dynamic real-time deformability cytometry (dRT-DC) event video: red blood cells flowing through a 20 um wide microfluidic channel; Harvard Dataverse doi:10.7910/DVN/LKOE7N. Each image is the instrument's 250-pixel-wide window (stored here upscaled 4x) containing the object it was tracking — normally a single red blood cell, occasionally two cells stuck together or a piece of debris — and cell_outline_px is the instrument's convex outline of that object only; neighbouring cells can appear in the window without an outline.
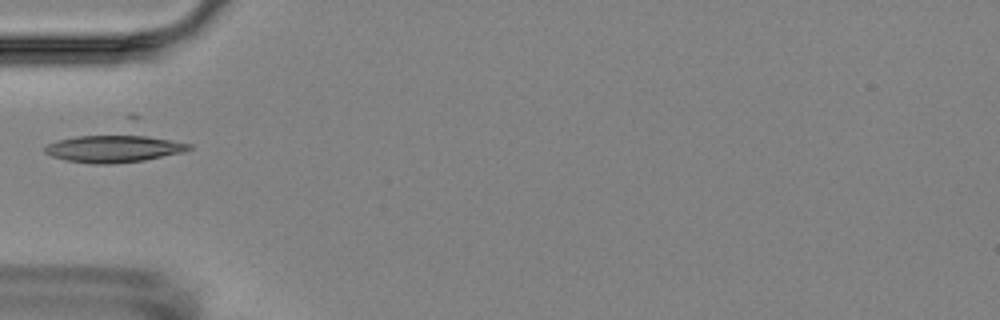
{"species": "Egyptian fruit bat (a non-hibernating species)", "species_latin": "Rousettus aegyptiacus", "temperature_condition": "room temperature", "stored_images_in_passage": 3, "camera_frame_rate_fps": 3000, "um_per_image_px": 0.085, "animal": {"sex": "female"}, "frame": {"image": 1, "passage_image": 3, "time_ms": 2.333, "image_size_px": [1000, 320], "cell_outline_px": [[192, 148], [184, 152], [144, 160], [112, 164], [92, 164], [64, 160], [52, 156], [44, 152], [44, 148], [48, 144], [128, 112], [140, 116], [192, 144]], "centroid_in_image_um": [10.06, 12.1], "position_along_channel_um": 74.9, "area_um2": 33.35}}